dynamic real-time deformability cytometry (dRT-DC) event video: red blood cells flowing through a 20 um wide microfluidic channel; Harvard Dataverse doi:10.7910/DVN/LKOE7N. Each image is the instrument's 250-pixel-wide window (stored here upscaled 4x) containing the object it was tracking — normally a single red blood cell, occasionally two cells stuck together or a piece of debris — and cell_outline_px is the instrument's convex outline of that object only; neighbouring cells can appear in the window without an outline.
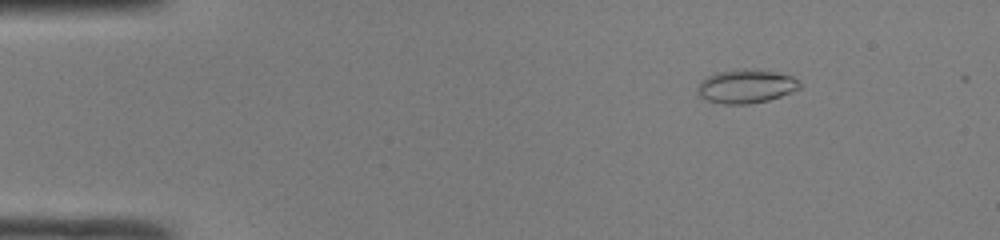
{"species": "common noctule bat (a hibernating species)", "species_latin": "Nyctalus noctula", "temperature_condition": "room temperature", "stored_images_in_passage": 49, "camera_frame_rate_fps": 3000, "um_per_image_px": 0.085, "animal": {"sex": "male", "body_mass_g": 19.0, "forearm_length_mm": 50.8}, "frame": {"image": 1, "passage_image": 7, "time_ms": 2.0, "image_size_px": [1000, 240], "cell_outline_px": [[800, 88], [780, 96], [768, 100], [748, 104], [724, 104], [708, 100], [700, 96], [700, 80], [716, 72], [744, 68], [776, 72], [792, 76], [800, 80]], "centroid_in_image_um": [63.45, 7.32], "position_along_channel_um": 21.6, "area_um2": 19.83}}
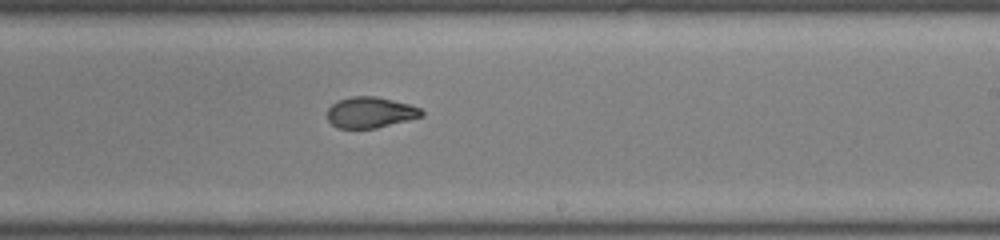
{"frame": {"image": 2, "passage_image": 30, "time_ms": 9.667, "image_size_px": [1000, 240], "cell_outline_px": [[424, 116], [376, 128], [336, 128], [328, 120], [328, 108], [336, 100], [352, 96], [376, 96], [408, 104], [420, 108], [424, 112]], "centroid_in_image_um": [31.46, 9.55], "position_along_channel_um": 257.5, "area_um2": 16.99}}
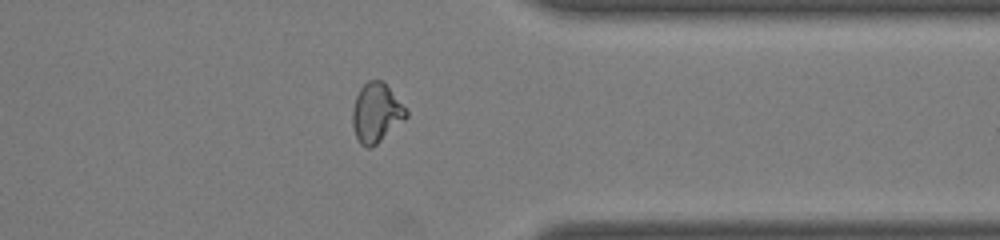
{"frame": {"image": 3, "passage_image": 39, "time_ms": 12.667, "image_size_px": [1000, 240], "cell_outline_px": [[408, 116], [404, 120], [372, 148], [364, 148], [360, 144], [356, 136], [352, 124], [352, 108], [356, 96], [360, 88], [368, 80], [384, 80], [408, 112]], "centroid_in_image_um": [31.97, 9.59], "position_along_channel_um": 379.4, "area_um2": 18.61}, "authors_computed_cell_mechanics": {"area_um2": 18.5538, "velocity_mm_per_s": 4.2411, "shape_relaxation_time_tau1_ms": null, "shape_relaxation_time_tau2_ms": 1.381, "deformation_change_tau1": null, "deformation_change_tau2": 0.0659}}